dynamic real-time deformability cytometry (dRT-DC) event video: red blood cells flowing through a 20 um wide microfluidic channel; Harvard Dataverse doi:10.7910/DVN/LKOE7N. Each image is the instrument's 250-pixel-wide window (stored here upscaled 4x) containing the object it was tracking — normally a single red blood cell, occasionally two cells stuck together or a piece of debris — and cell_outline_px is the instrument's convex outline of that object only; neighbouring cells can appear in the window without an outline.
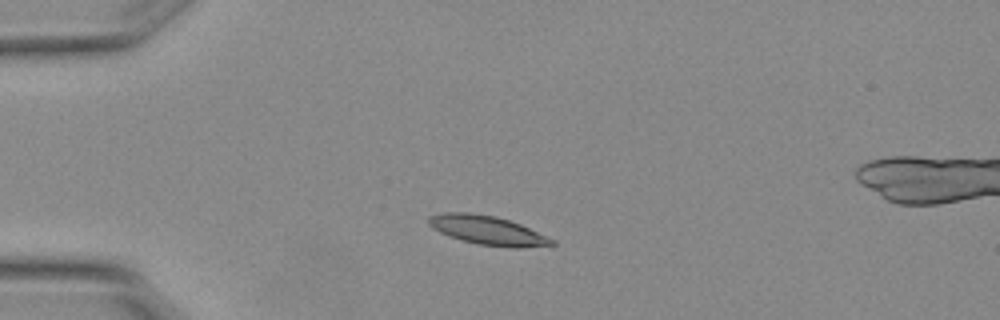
{"species": "Egyptian fruit bat (a non-hibernating species)", "species_latin": "Rousettus aegyptiacus", "temperature_condition": "warm", "stored_images_in_passage": 4, "camera_frame_rate_fps": 3000, "um_per_image_px": 0.085, "animal": {"sex": "female"}, "frame": {"image": 1, "passage_image": 3, "time_ms": 0.667, "image_size_px": [1000, 320], "cell_outline_px": [[556, 244], [520, 248], [512, 248], [476, 244], [460, 240], [448, 236], [432, 228], [428, 224], [428, 216], [444, 212], [468, 212], [496, 216], [520, 224], [556, 240]], "centroid_in_image_um": [41.42, 19.58], "position_along_channel_um": 43.6, "area_um2": 20.98}}